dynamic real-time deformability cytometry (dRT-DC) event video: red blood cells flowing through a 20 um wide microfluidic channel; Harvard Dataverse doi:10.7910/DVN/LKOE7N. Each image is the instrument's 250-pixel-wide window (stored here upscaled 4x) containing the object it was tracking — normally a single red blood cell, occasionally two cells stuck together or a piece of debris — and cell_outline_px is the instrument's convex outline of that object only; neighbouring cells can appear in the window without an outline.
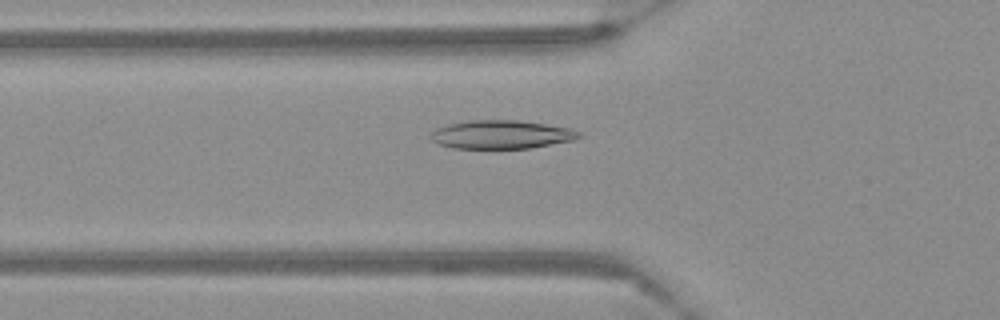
{"species": "Egyptian fruit bat (a non-hibernating species)", "species_latin": "Rousettus aegyptiacus", "temperature_condition": "warm", "stored_images_in_passage": 58, "camera_frame_rate_fps": 3000, "um_per_image_px": 0.085, "frame": {"image": 1, "passage_image": 21, "time_ms": 6.667, "image_size_px": [1000, 320], "cell_outline_px": [[584, 136], [576, 140], [532, 148], [452, 148], [436, 144], [428, 136], [436, 128], [448, 124], [468, 120], [516, 120], [544, 124], [568, 128], [580, 132]], "centroid_in_image_um": [42.6, 11.44], "position_along_channel_um": 83.2, "area_um2": 24.8}}
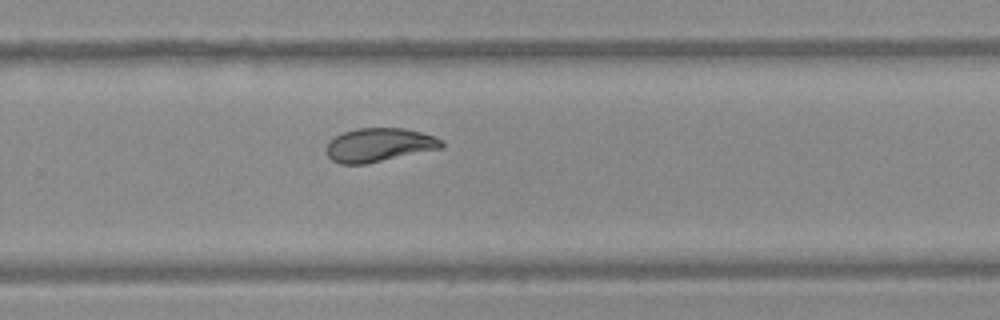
{"frame": {"image": 2, "passage_image": 39, "time_ms": 12.667, "image_size_px": [1000, 320], "cell_outline_px": [[444, 148], [364, 164], [340, 164], [332, 160], [328, 156], [324, 148], [328, 140], [344, 132], [356, 128], [404, 128], [420, 132], [444, 140]], "centroid_in_image_um": [32.21, 12.32], "position_along_channel_um": 297.6, "area_um2": 22.77}}
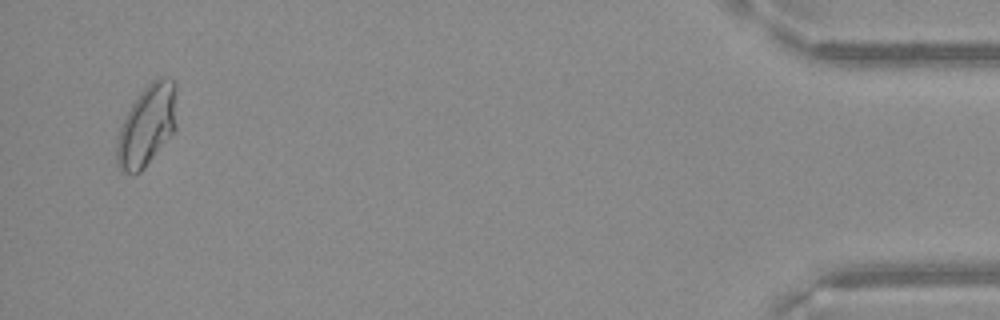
{"frame": {"image": 3, "passage_image": 56, "time_ms": 18.333, "image_size_px": [1000, 320], "cell_outline_px": [[176, 128], [144, 168], [140, 172], [132, 176], [120, 172], [116, 164], [116, 148], [120, 128], [132, 104], [140, 92], [156, 76], [168, 76], [176, 80]], "centroid_in_image_um": [12.5, 10.65], "position_along_channel_um": 422.7, "area_um2": 28.61}}